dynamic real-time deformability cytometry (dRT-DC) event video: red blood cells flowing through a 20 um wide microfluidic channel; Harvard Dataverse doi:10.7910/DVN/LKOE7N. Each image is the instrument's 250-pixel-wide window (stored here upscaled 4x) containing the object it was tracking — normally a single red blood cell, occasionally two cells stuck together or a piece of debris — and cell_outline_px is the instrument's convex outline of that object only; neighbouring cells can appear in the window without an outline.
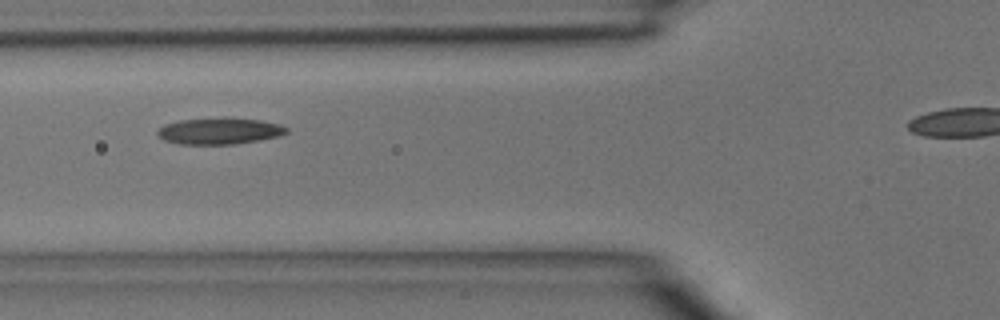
{"species": "common noctule bat (a hibernating species)", "species_latin": "Nyctalus noctula", "temperature_condition": "room temperature", "stored_images_in_passage": 35, "camera_frame_rate_fps": 3000, "um_per_image_px": 0.085, "animal": {"sex": "male", "body_mass_g": 15.6}, "frame": {"image": 1, "passage_image": 11, "time_ms": 3.333, "image_size_px": [1000, 320], "cell_outline_px": [[288, 132], [280, 136], [260, 140], [232, 144], [180, 144], [164, 140], [156, 132], [164, 124], [180, 120], [260, 120], [280, 124], [288, 128]], "centroid_in_image_um": [18.67, 11.18], "position_along_channel_um": 107.1, "area_um2": 19.02}}